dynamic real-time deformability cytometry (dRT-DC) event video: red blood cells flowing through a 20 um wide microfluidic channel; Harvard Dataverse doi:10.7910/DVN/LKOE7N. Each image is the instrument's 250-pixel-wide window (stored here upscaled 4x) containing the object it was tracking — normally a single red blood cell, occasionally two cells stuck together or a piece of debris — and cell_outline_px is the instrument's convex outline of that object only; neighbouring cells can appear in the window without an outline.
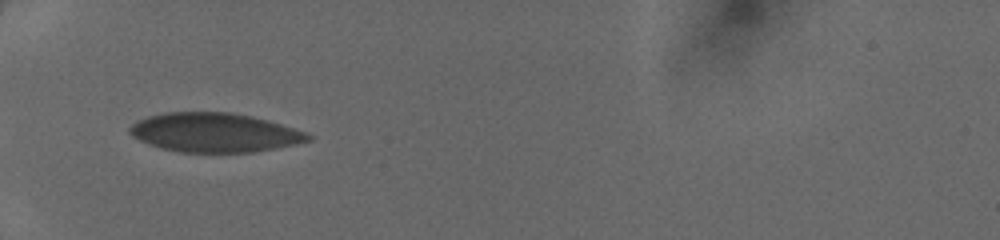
{"species": "human", "species_latin": "Homo sapiens", "temperature_condition": "cold", "stored_images_in_passage": 31, "camera_frame_rate_fps": 3000, "um_per_image_px": 0.085, "donor": {"sex": "female"}, "frame": {"image": 1, "passage_image": 1, "time_ms": 0.0, "image_size_px": [1000, 240], "cell_outline_px": [[312, 140], [296, 144], [252, 152], [180, 152], [164, 148], [140, 140], [132, 136], [128, 132], [128, 128], [136, 120], [148, 116], [168, 112], [228, 112], [268, 120], [308, 132], [312, 136]], "centroid_in_image_um": [18.25, 11.26], "position_along_channel_um": 66.8, "area_um2": 40.46}}
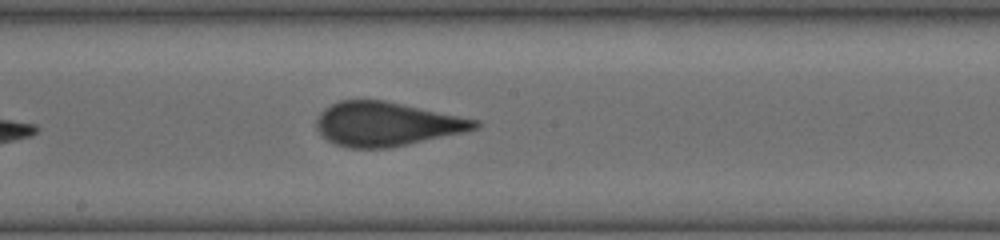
{"frame": {"image": 2, "passage_image": 12, "time_ms": 3.667, "image_size_px": [1000, 240], "cell_outline_px": [[480, 124], [476, 128], [460, 132], [388, 148], [348, 148], [336, 144], [328, 140], [316, 128], [316, 120], [320, 112], [324, 108], [340, 100], [384, 100], [404, 104], [480, 120]], "centroid_in_image_um": [32.81, 10.53], "position_along_channel_um": 215.4, "area_um2": 40.17}}
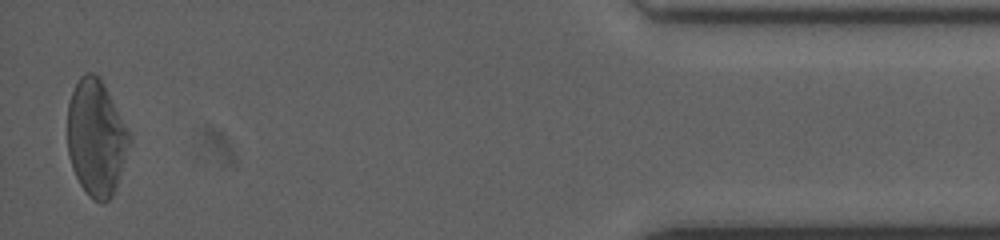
{"frame": {"image": 3, "passage_image": 31, "time_ms": 10.0, "image_size_px": [1000, 240], "cell_outline_px": [[132, 140], [112, 196], [104, 204], [100, 204], [92, 200], [88, 196], [80, 184], [72, 168], [68, 156], [68, 104], [72, 92], [80, 76], [84, 72], [92, 72], [100, 76], [132, 136]], "centroid_in_image_um": [8.18, 11.72], "position_along_channel_um": 427.0, "area_um2": 42.19}}